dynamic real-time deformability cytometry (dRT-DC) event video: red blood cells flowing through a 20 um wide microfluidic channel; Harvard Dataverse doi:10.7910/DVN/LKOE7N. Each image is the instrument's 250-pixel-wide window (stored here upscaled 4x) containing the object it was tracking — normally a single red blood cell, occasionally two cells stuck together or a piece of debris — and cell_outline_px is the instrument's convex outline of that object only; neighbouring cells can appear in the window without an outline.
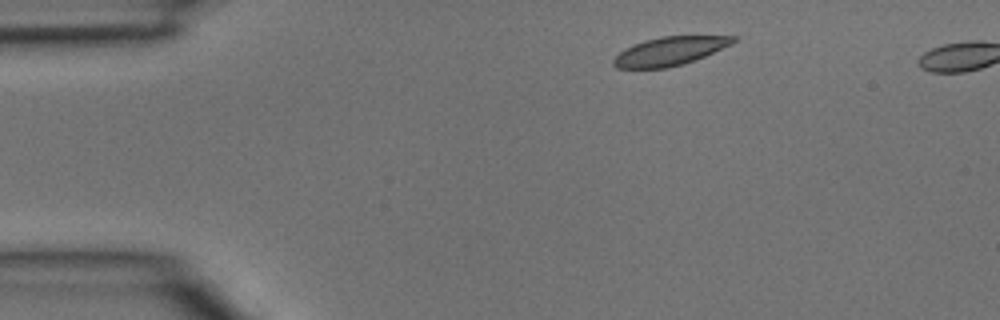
{"species": "common noctule bat (a hibernating species)", "species_latin": "Nyctalus noctula", "temperature_condition": "room temperature", "stored_images_in_passage": 3, "camera_frame_rate_fps": 3000, "um_per_image_px": 0.085, "animal": {"sex": "male", "body_mass_g": 15.6}, "frame": {"image": 1, "passage_image": 1, "time_ms": 0.0, "image_size_px": [1000, 320], "cell_outline_px": [[736, 40], [732, 44], [696, 60], [684, 64], [668, 68], [616, 68], [612, 64], [612, 60], [624, 48], [644, 40], [660, 36], [736, 36]], "centroid_in_image_um": [56.92, 4.35], "position_along_channel_um": 28.1, "area_um2": 20.0}}